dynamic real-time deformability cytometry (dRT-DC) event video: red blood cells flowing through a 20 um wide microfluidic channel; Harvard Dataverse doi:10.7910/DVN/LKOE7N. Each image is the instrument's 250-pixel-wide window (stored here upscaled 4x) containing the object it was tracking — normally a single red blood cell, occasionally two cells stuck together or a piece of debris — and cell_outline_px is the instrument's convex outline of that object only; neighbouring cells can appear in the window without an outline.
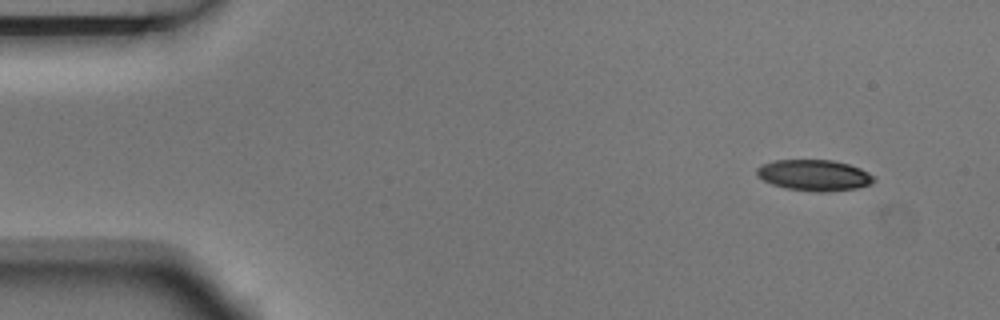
{"species": "Egyptian fruit bat (a non-hibernating species)", "species_latin": "Rousettus aegyptiacus", "temperature_condition": "room temperature", "stored_images_in_passage": 4, "camera_frame_rate_fps": 3000, "um_per_image_px": 0.085, "animal": {"sex": "male"}, "frame": {"image": 1, "passage_image": 1, "time_ms": 0.0, "image_size_px": [1000, 320], "cell_outline_px": [[876, 180], [868, 184], [856, 188], [828, 192], [816, 192], [788, 188], [772, 184], [756, 176], [756, 168], [760, 164], [776, 160], [832, 160], [848, 164], [860, 168], [876, 176]], "centroid_in_image_um": [69.2, 14.89], "position_along_channel_um": 15.8, "area_um2": 21.21}}
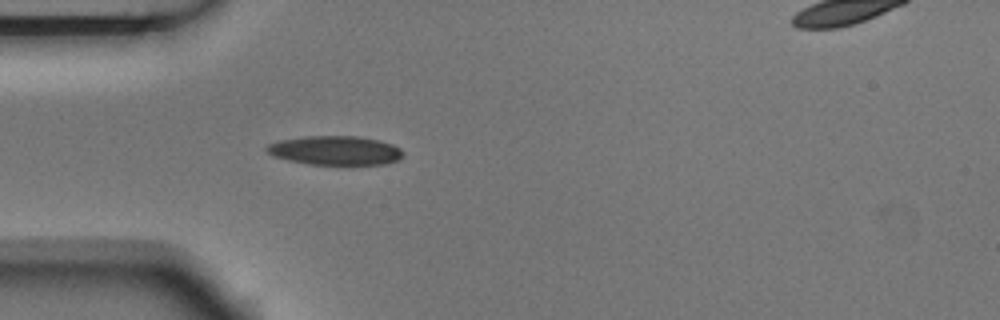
{"frame": {"image": 2, "passage_image": 4, "time_ms": 1.0, "image_size_px": [1000, 320], "cell_outline_px": [[404, 156], [400, 160], [388, 164], [352, 168], [348, 168], [308, 164], [288, 160], [272, 156], [264, 148], [268, 144], [280, 140], [308, 136], [356, 136], [380, 140], [392, 144], [400, 148], [404, 152]], "centroid_in_image_um": [28.58, 12.85], "position_along_channel_um": 56.4, "area_um2": 24.45}}